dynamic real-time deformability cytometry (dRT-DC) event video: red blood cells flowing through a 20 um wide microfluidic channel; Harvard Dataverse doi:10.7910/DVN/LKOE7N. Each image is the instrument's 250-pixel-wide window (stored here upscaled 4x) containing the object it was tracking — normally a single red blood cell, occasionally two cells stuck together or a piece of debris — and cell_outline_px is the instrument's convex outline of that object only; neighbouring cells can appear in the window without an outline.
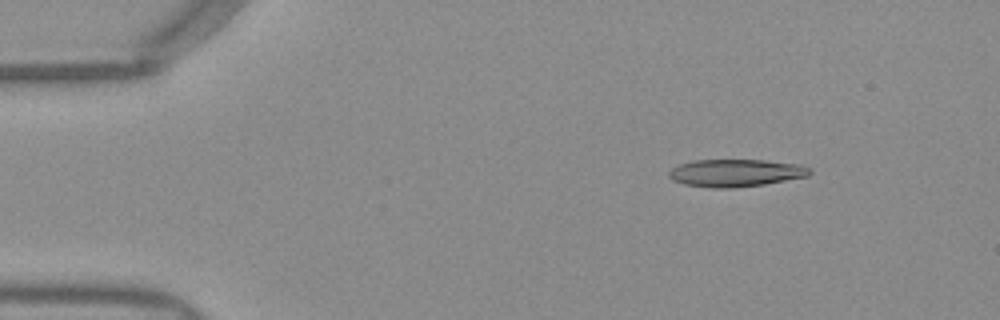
{"species": "Egyptian fruit bat (a non-hibernating species)", "species_latin": "Rousettus aegyptiacus", "temperature_condition": "warm", "stored_images_in_passage": 47, "camera_frame_rate_fps": 3000, "um_per_image_px": 0.085, "frame": {"image": 1, "passage_image": 3, "time_ms": 0.667, "image_size_px": [1000, 320], "cell_outline_px": [[812, 172], [808, 176], [764, 184], [732, 188], [712, 188], [684, 184], [672, 180], [668, 176], [668, 172], [672, 168], [680, 164], [696, 160], [764, 160], [800, 164], [812, 168]], "centroid_in_image_um": [62.55, 14.7], "position_along_channel_um": 22.5, "area_um2": 22.6}}
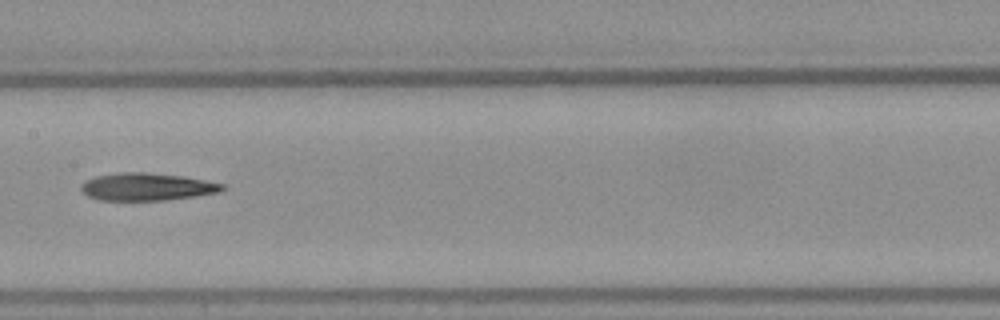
{"frame": {"image": 2, "passage_image": 22, "time_ms": 7.0, "image_size_px": [1000, 320], "cell_outline_px": [[228, 188], [220, 192], [196, 196], [164, 200], [96, 200], [88, 196], [80, 188], [80, 184], [96, 176], [116, 172], [148, 172], [184, 176], [224, 184]], "centroid_in_image_um": [12.5, 15.87], "position_along_channel_um": 194.9, "area_um2": 22.83}}
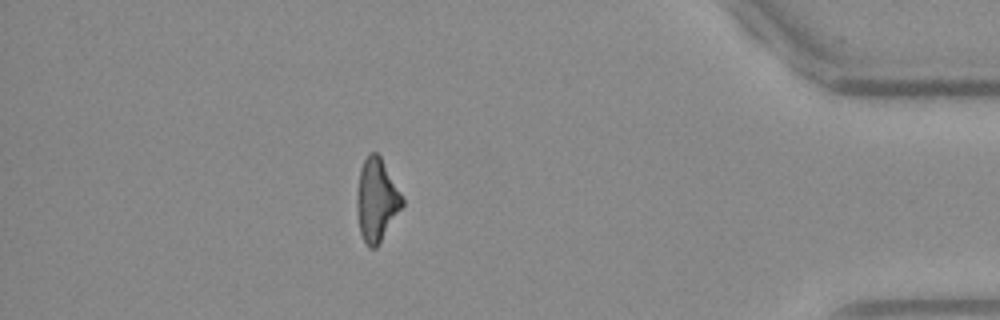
{"frame": {"image": 3, "passage_image": 41, "time_ms": 13.333, "image_size_px": [1000, 320], "cell_outline_px": [[404, 204], [376, 248], [368, 248], [360, 232], [356, 208], [356, 196], [360, 168], [368, 152], [376, 152], [380, 156], [404, 200]], "centroid_in_image_um": [31.98, 17.0], "position_along_channel_um": 403.2, "area_um2": 21.68}, "authors_computed_cell_mechanics": {"area_um2": 22.5998, "velocity_mm_per_s": 3.9708, "shape_relaxation_time_tau1_ms": null, "shape_relaxation_time_tau2_ms": 10.8466, "deformation_change_tau1": null, "deformation_change_tau2": 0.3337}}